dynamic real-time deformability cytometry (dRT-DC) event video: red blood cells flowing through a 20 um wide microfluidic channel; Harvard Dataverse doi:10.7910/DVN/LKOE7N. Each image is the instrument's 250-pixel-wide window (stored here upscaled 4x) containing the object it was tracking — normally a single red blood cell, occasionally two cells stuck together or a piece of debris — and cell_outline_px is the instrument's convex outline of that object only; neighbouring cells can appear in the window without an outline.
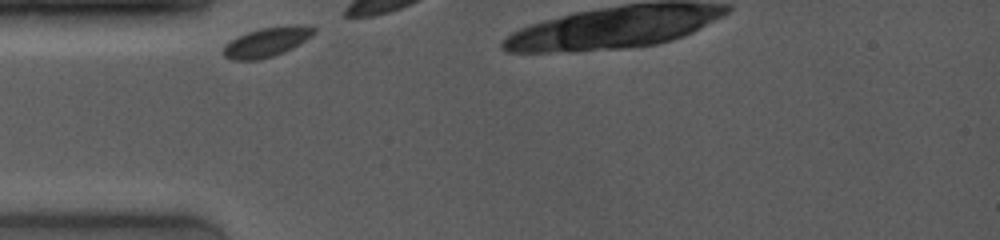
{"species": "common noctule bat (a hibernating species)", "species_latin": "Nyctalus noctula", "temperature_condition": "room temperature", "stored_images_in_passage": 9, "camera_frame_rate_fps": 4000, "um_per_image_px": 0.085, "animal": {"sex": "female", "body_mass_g": 19.0, "forearm_length_mm": 53.3}, "frame": {"image": 1, "passage_image": 1, "time_ms": 0.0, "image_size_px": [1000, 240], "cell_outline_px": [[316, 32], [312, 36], [292, 48], [284, 52], [260, 60], [232, 60], [224, 56], [224, 48], [232, 40], [248, 32], [260, 28], [292, 24], [316, 28]], "centroid_in_image_um": [22.72, 3.57], "position_along_channel_um": 62.3, "area_um2": 15.32}}